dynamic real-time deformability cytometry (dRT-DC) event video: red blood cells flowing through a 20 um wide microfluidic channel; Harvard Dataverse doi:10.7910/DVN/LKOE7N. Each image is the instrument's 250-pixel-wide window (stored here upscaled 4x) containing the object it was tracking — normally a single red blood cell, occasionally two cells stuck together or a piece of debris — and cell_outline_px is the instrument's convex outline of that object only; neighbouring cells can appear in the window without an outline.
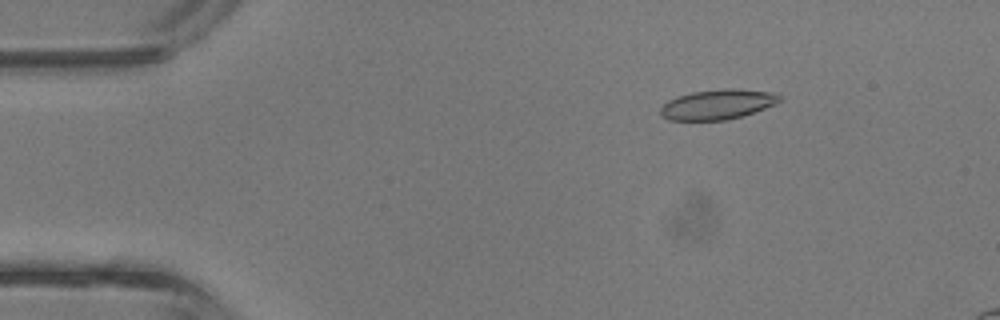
{"species": "common noctule bat (a hibernating species)", "species_latin": "Nyctalus noctula", "temperature_condition": "room temperature", "stored_images_in_passage": 4, "camera_frame_rate_fps": 3000, "um_per_image_px": 0.085, "animal": {"sex": "male", "body_mass_g": 13.3}, "frame": {"image": 1, "passage_image": 2, "time_ms": 0.333, "image_size_px": [1000, 320], "cell_outline_px": [[780, 100], [776, 104], [740, 116], [724, 120], [668, 120], [660, 116], [660, 108], [668, 100], [676, 96], [692, 92], [720, 88], [732, 88], [776, 92], [780, 96]], "centroid_in_image_um": [60.96, 8.86], "position_along_channel_um": 24.0, "area_um2": 20.87}}